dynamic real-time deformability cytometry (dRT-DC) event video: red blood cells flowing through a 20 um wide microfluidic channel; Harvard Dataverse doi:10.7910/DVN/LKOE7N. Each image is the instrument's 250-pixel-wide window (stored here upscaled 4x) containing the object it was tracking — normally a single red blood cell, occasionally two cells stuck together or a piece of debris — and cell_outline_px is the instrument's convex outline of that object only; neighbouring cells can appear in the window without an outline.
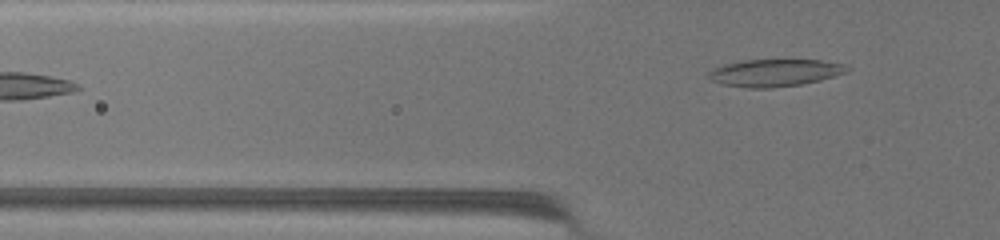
{"species": "common noctule bat (a hibernating species)", "species_latin": "Nyctalus noctula", "temperature_condition": "warm", "stored_images_in_passage": 44, "camera_frame_rate_fps": 3000, "um_per_image_px": 0.085, "animal": {"sex": "female", "body_mass_g": 19.5, "forearm_length_mm": 54.1}, "frame": {"image": 1, "passage_image": 4, "time_ms": 1.0, "image_size_px": [1000, 240], "cell_outline_px": [[852, 68], [848, 72], [836, 76], [820, 80], [800, 84], [772, 88], [748, 88], [720, 84], [712, 80], [708, 76], [708, 72], [712, 68], [724, 64], [744, 60], [820, 60], [844, 64]], "centroid_in_image_um": [65.87, 6.19], "position_along_channel_um": 59.9, "area_um2": 22.14}}
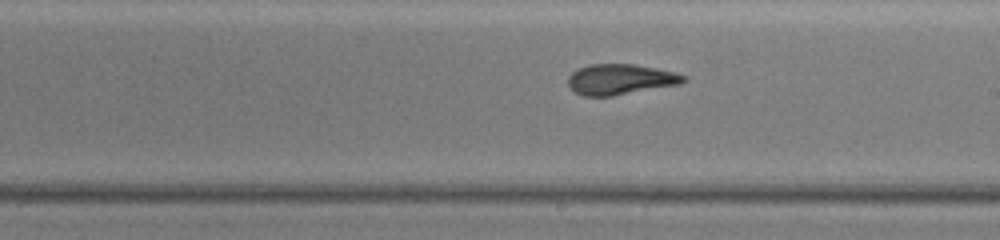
{"frame": {"image": 2, "passage_image": 23, "time_ms": 7.333, "image_size_px": [1000, 240], "cell_outline_px": [[688, 80], [680, 84], [612, 96], [584, 96], [576, 92], [568, 84], [568, 76], [572, 72], [588, 64], [632, 64], [656, 68], [676, 72], [688, 76]], "centroid_in_image_um": [52.77, 6.74], "position_along_channel_um": 236.2, "area_um2": 20.58}}
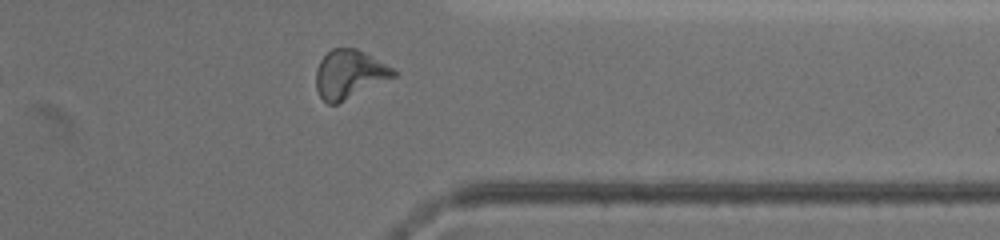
{"frame": {"image": 3, "passage_image": 38, "time_ms": 12.333, "image_size_px": [1000, 240], "cell_outline_px": [[400, 72], [396, 76], [336, 104], [328, 104], [320, 96], [316, 88], [316, 68], [320, 60], [332, 48], [356, 48], [364, 52]], "centroid_in_image_um": [29.69, 6.3], "position_along_channel_um": 381.7, "area_um2": 21.73}, "authors_computed_cell_mechanics": {"area_um2": 20.9236, "velocity_mm_per_s": 2.9682, "shape_relaxation_time_tau1_ms": 10.1292, "shape_relaxation_time_tau2_ms": 3.2059, "deformation_change_tau1": 0.2014, "deformation_change_tau2": 0.1144}}